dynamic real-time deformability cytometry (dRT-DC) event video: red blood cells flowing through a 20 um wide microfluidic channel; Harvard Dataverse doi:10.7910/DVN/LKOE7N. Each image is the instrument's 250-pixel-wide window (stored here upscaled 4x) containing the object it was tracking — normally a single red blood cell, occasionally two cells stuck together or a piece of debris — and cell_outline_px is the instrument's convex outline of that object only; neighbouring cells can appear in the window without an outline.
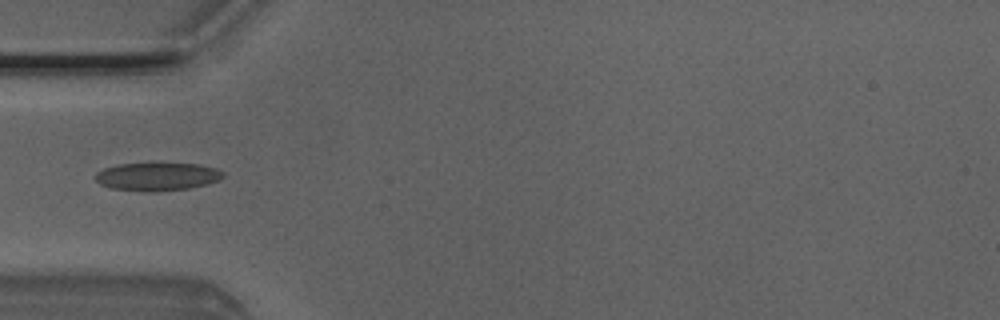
{"species": "Egyptian fruit bat (a non-hibernating species)", "species_latin": "Rousettus aegyptiacus", "temperature_condition": "room temperature", "stored_images_in_passage": 5, "camera_frame_rate_fps": 3000, "um_per_image_px": 0.085, "animal": {"sex": "male"}, "frame": {"image": 1, "passage_image": 5, "time_ms": 1.333, "image_size_px": [1000, 320], "cell_outline_px": [[224, 176], [220, 180], [188, 188], [152, 192], [144, 192], [112, 188], [100, 184], [96, 180], [96, 172], [104, 168], [116, 164], [200, 164], [216, 168], [224, 172]], "centroid_in_image_um": [13.36, 15.01], "position_along_channel_um": 71.6, "area_um2": 20.75}}